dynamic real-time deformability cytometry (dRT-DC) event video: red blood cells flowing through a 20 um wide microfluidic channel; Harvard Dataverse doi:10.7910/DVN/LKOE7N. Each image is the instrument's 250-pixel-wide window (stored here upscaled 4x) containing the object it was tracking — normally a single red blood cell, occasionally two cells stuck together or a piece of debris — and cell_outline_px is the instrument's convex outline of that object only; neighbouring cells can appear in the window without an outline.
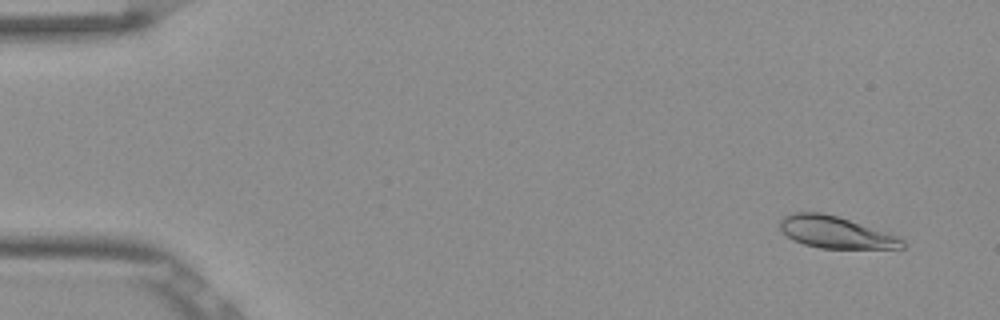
{"species": "Egyptian fruit bat (a non-hibernating species)", "species_latin": "Rousettus aegyptiacus", "temperature_condition": "room temperature", "stored_images_in_passage": 54, "camera_frame_rate_fps": 3000, "um_per_image_px": 0.085, "frame": {"image": 1, "passage_image": 4, "time_ms": 1.0, "image_size_px": [1000, 320], "cell_outline_px": [[904, 248], [820, 248], [804, 244], [792, 240], [780, 228], [780, 220], [784, 216], [792, 212], [820, 212], [836, 216], [888, 232], [904, 240]], "centroid_in_image_um": [71.01, 19.74], "position_along_channel_um": 14.0, "area_um2": 22.48}}
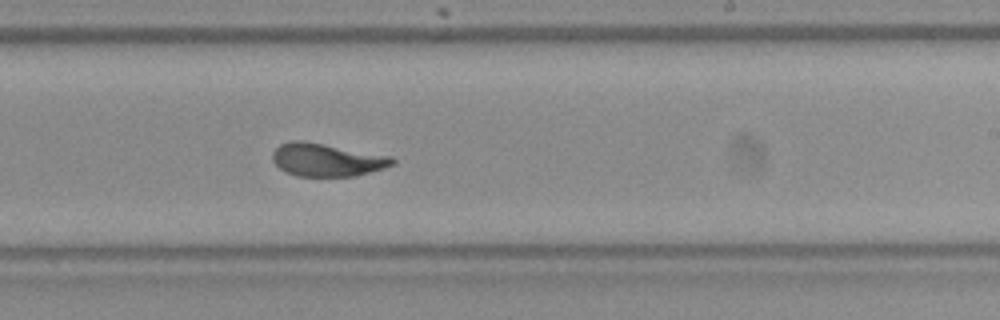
{"frame": {"image": 2, "passage_image": 33, "time_ms": 10.667, "image_size_px": [1000, 320], "cell_outline_px": [[396, 164], [384, 168], [356, 176], [296, 176], [284, 172], [272, 160], [272, 152], [280, 144], [292, 140], [304, 140], [392, 156], [396, 160]], "centroid_in_image_um": [27.79, 13.58], "position_along_channel_um": 261.2, "area_um2": 23.29}}
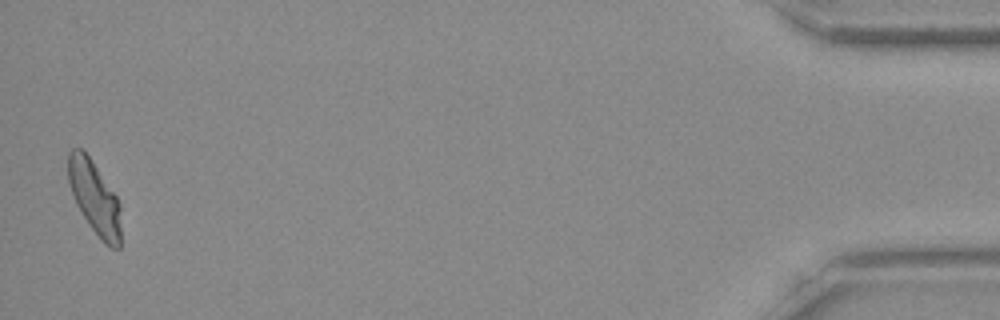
{"frame": {"image": 3, "passage_image": 53, "time_ms": 17.333, "image_size_px": [1000, 320], "cell_outline_px": [[120, 248], [108, 248], [100, 240], [88, 224], [76, 204], [68, 180], [68, 152], [72, 148], [80, 148], [88, 156], [116, 196], [120, 204]], "centroid_in_image_um": [8.03, 16.85], "position_along_channel_um": 427.2, "area_um2": 22.31}, "authors_computed_cell_mechanics": {"area_um2": 23.2067, "velocity_mm_per_s": 3.812, "shape_relaxation_time_tau1_ms": 3.0082, "shape_relaxation_time_tau2_ms": null, "deformation_change_tau1": 0.1418, "deformation_change_tau2": null}}